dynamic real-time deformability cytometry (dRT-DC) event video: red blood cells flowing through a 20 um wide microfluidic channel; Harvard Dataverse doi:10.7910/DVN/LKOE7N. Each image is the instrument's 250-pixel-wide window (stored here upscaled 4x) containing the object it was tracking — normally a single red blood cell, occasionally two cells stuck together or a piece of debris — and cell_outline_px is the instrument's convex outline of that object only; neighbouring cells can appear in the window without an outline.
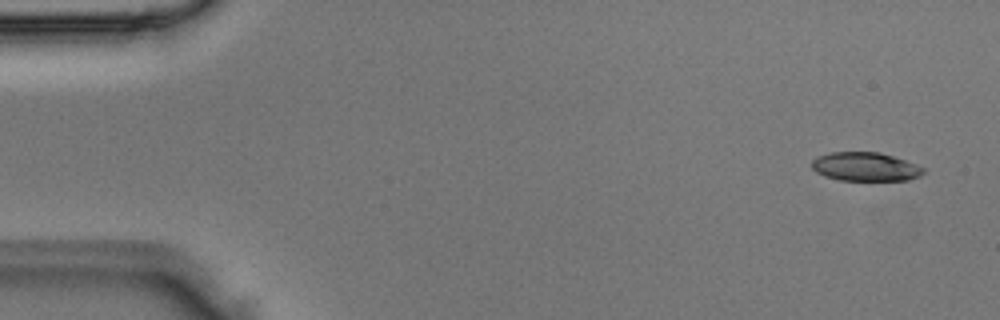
{"species": "Egyptian fruit bat (a non-hibernating species)", "species_latin": "Rousettus aegyptiacus", "temperature_condition": "room temperature", "stored_images_in_passage": 4, "camera_frame_rate_fps": 3000, "um_per_image_px": 0.085, "animal": {"sex": "male"}, "frame": {"image": 1, "passage_image": 1, "time_ms": 0.0, "image_size_px": [1000, 320], "cell_outline_px": [[924, 172], [920, 176], [908, 180], [840, 180], [824, 176], [816, 172], [812, 168], [812, 160], [816, 156], [832, 152], [880, 152], [916, 164], [924, 168]], "centroid_in_image_um": [73.53, 14.17], "position_along_channel_um": 11.5, "area_um2": 18.67}}